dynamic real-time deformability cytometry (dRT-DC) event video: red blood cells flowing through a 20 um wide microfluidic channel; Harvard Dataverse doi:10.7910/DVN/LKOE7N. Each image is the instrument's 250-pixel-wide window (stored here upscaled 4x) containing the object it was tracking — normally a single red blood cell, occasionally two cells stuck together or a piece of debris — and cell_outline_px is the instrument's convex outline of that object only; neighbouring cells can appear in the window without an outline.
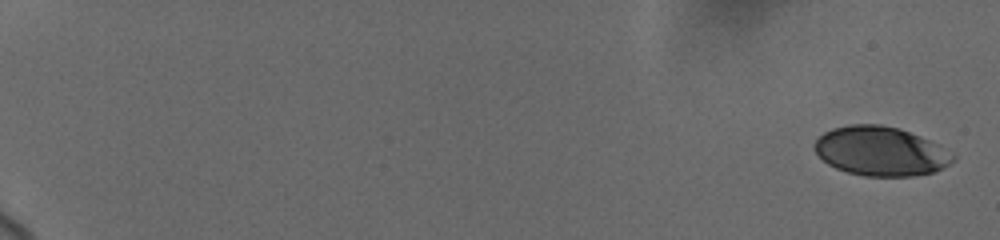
{"species": "human", "species_latin": "Homo sapiens", "temperature_condition": "cold", "stored_images_in_passage": 31, "camera_frame_rate_fps": 3000, "um_per_image_px": 0.085, "donor": {"sex": "female"}, "frame": {"image": 1, "passage_image": 1, "time_ms": 0.0, "image_size_px": [1000, 240], "cell_outline_px": [[956, 156], [948, 164], [932, 172], [912, 176], [864, 176], [848, 172], [836, 168], [828, 164], [812, 148], [812, 144], [824, 132], [832, 128], [848, 124], [880, 124], [900, 128], [940, 144]], "centroid_in_image_um": [74.83, 12.83], "position_along_channel_um": 10.2, "area_um2": 39.77}}
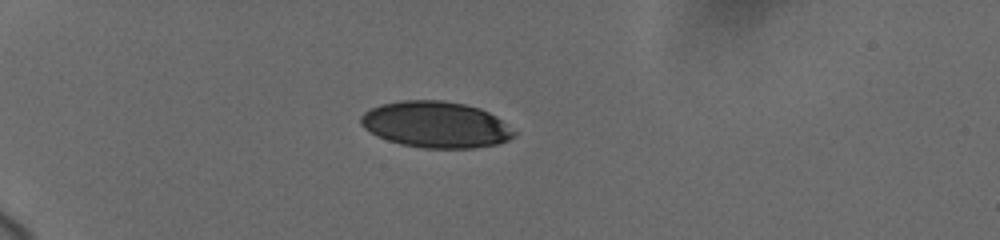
{"frame": {"image": 2, "passage_image": 26, "time_ms": 5.667, "image_size_px": [1000, 240], "cell_outline_px": [[516, 136], [508, 140], [496, 144], [476, 148], [424, 148], [400, 144], [376, 136], [364, 128], [360, 124], [360, 116], [364, 112], [380, 104], [400, 100], [444, 100], [464, 104], [480, 108], [496, 116], [516, 132]], "centroid_in_image_um": [37.03, 10.59], "position_along_channel_um": 48.0, "area_um2": 41.5}}